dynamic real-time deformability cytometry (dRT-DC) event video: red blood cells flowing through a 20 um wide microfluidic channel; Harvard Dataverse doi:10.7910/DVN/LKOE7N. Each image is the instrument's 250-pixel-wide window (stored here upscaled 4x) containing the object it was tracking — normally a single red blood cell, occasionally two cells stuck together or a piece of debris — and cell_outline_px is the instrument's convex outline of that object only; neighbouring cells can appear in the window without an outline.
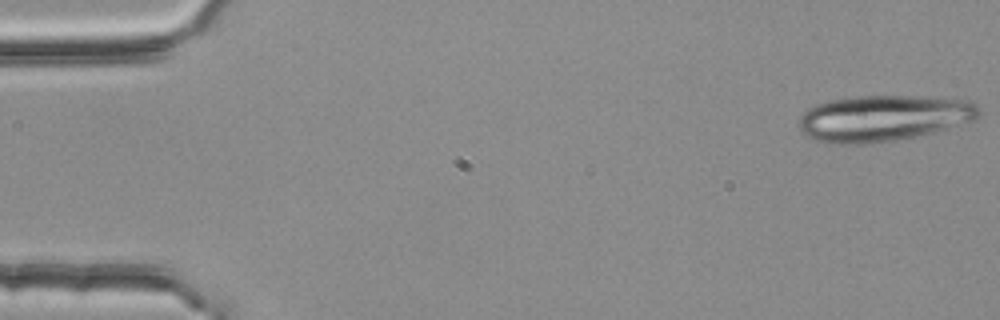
{"species": "common noctule bat (a hibernating species)", "species_latin": "Nyctalus noctula", "temperature_condition": "room temperature", "stored_images_in_passage": 3, "segment_of_instrument_passage": [1, 2], "camera_frame_rate_fps": 3000, "um_per_image_px": 0.085, "animal": {"sex": "female", "body_mass_g": 25.1}, "frame": {"image": 1, "passage_image": 1, "time_ms": 0.0, "image_size_px": [1000, 320], "cell_outline_px": [[980, 112], [976, 120], [932, 132], [872, 144], [832, 144], [812, 140], [804, 136], [800, 128], [800, 116], [808, 108], [816, 104], [832, 100], [856, 96], [912, 96], [972, 100], [980, 108]], "centroid_in_image_um": [75.06, 10.05], "position_along_channel_um": 9.9, "area_um2": 48.44}}